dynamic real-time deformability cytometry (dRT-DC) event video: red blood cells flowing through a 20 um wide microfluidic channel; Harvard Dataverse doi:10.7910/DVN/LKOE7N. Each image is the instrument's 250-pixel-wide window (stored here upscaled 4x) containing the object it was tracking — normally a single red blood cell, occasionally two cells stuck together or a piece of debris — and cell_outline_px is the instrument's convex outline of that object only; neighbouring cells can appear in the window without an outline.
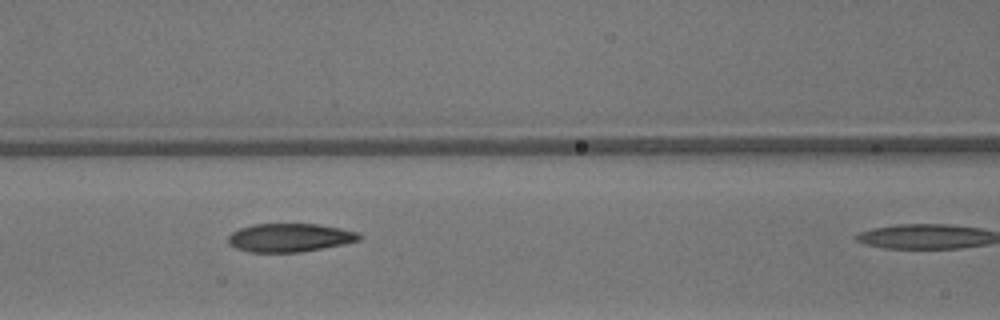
{"species": "common noctule bat (a hibernating species)", "species_latin": "Nyctalus noctula", "temperature_condition": "warm", "stored_images_in_passage": 13, "camera_frame_rate_fps": 3000, "um_per_image_px": 0.085, "animal": {"sex": "male", "body_mass_g": 13.3}, "frame": {"image": 1, "passage_image": 10, "time_ms": 3.0, "image_size_px": [1000, 320], "cell_outline_px": [[364, 236], [360, 240], [344, 244], [300, 252], [252, 252], [236, 248], [228, 244], [228, 236], [232, 232], [240, 228], [252, 224], [320, 224], [360, 232]], "centroid_in_image_um": [24.66, 20.19], "position_along_channel_um": 141.9, "area_um2": 21.85}}